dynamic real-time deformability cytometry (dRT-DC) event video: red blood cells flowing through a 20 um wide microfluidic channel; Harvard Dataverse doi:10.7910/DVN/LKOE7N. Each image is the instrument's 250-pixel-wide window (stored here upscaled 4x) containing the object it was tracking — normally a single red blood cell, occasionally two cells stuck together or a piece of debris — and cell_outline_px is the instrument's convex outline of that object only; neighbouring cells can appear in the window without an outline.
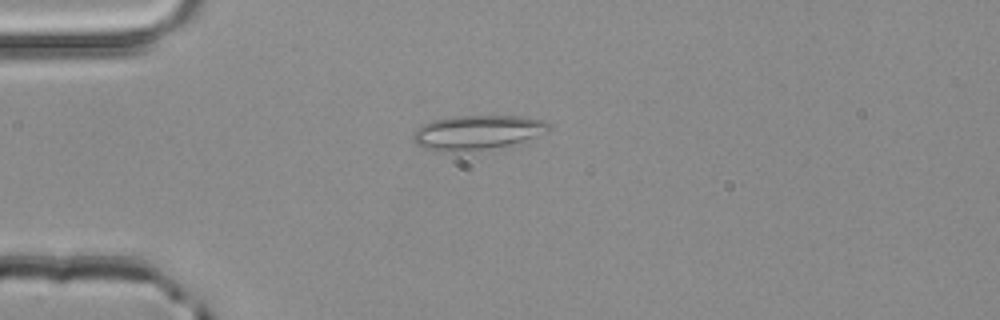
{"species": "common noctule bat (a hibernating species)", "species_latin": "Nyctalus noctula", "temperature_condition": "room temperature", "stored_images_in_passage": 35, "camera_frame_rate_fps": 3000, "um_per_image_px": 0.085, "animal": {"sex": "male", "body_mass_g": 20.4}, "frame": {"image": 1, "passage_image": 4, "time_ms": 1.0, "image_size_px": [1000, 320], "cell_outline_px": [[548, 132], [508, 148], [456, 152], [444, 152], [424, 148], [416, 144], [412, 140], [412, 136], [416, 128], [432, 120], [452, 116], [524, 116], [544, 120], [548, 124]], "centroid_in_image_um": [40.59, 11.28], "position_along_channel_um": 44.4, "area_um2": 28.09}}
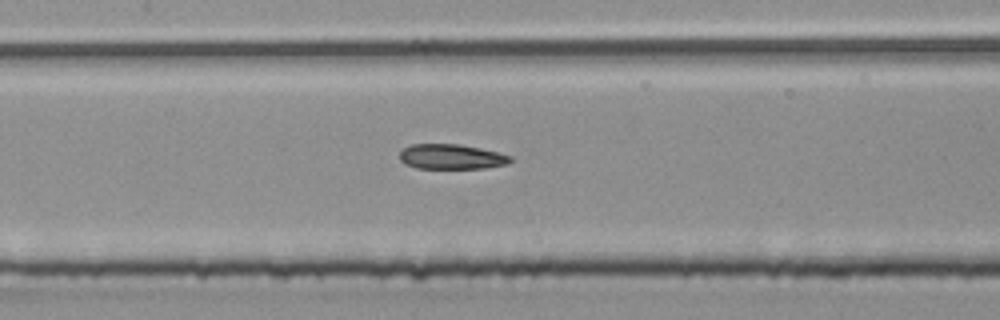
{"frame": {"image": 2, "passage_image": 15, "time_ms": 4.667, "image_size_px": [1000, 320], "cell_outline_px": [[512, 160], [508, 164], [484, 168], [416, 168], [404, 164], [400, 160], [400, 152], [404, 148], [412, 144], [460, 144], [480, 148], [512, 156]], "centroid_in_image_um": [38.36, 13.32], "position_along_channel_um": 169.0, "area_um2": 16.13}}
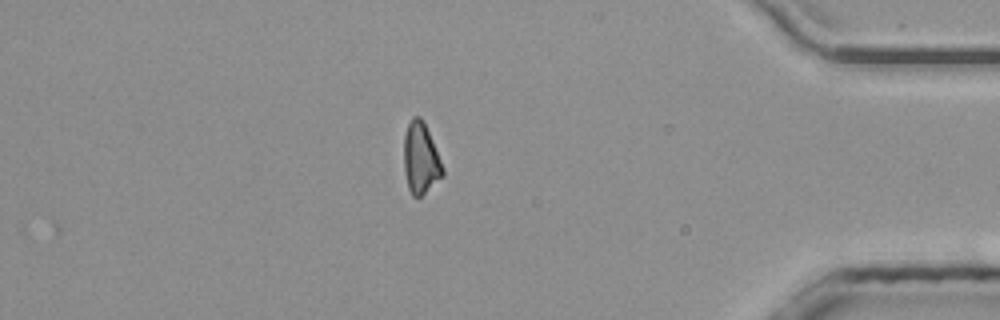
{"frame": {"image": 3, "passage_image": 35, "time_ms": 11.333, "image_size_px": [1000, 320], "cell_outline_px": [[444, 176], [420, 196], [412, 196], [408, 188], [404, 172], [404, 136], [408, 124], [412, 116], [420, 116], [424, 120], [444, 168]], "centroid_in_image_um": [35.76, 13.44], "position_along_channel_um": 399.4, "area_um2": 16.18}, "authors_computed_cell_mechanics": {"area_um2": 16.9932, "velocity_mm_per_s": 4.0358, "shape_relaxation_time_tau1_ms": null, "shape_relaxation_time_tau2_ms": 6.3426, "deformation_change_tau1": null, "deformation_change_tau2": 0.152}}